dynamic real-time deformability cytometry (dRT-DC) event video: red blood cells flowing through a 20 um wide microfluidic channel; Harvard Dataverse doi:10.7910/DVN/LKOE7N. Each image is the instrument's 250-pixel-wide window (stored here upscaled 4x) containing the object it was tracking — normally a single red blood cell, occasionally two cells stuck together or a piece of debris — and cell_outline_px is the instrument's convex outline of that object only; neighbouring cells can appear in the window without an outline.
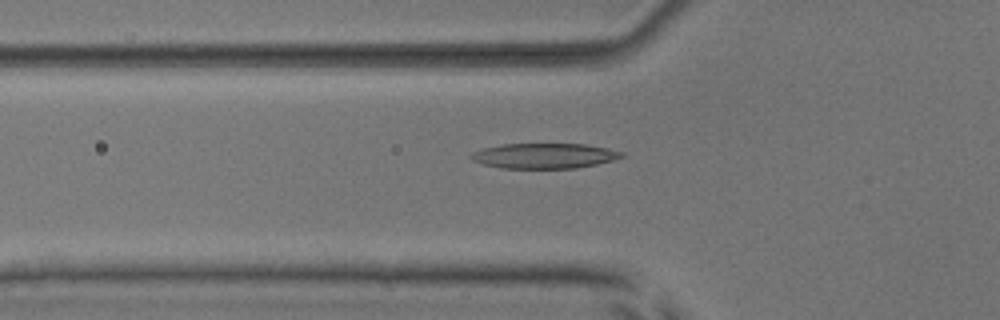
{"species": "common noctule bat (a hibernating species)", "species_latin": "Nyctalus noctula", "temperature_condition": "room temperature", "stored_images_in_passage": 46, "camera_frame_rate_fps": 3000, "um_per_image_px": 0.085, "animal": {"sex": "male", "body_mass_g": 17.9, "forearm_length_mm": 54.2}, "frame": {"image": 1, "passage_image": 12, "time_ms": 3.667, "image_size_px": [1000, 320], "cell_outline_px": [[624, 156], [612, 160], [596, 164], [576, 168], [500, 168], [484, 164], [472, 160], [468, 156], [472, 152], [484, 148], [504, 144], [584, 144], [608, 148], [624, 152]], "centroid_in_image_um": [46.26, 13.24], "position_along_channel_um": 79.5, "area_um2": 22.02}}
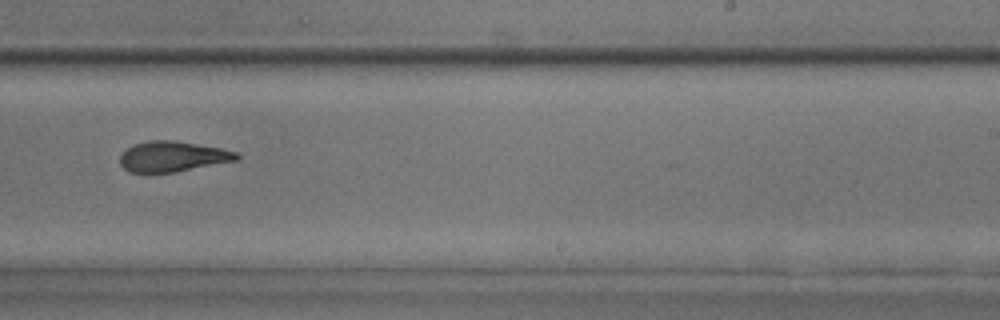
{"frame": {"image": 2, "passage_image": 27, "time_ms": 8.667, "image_size_px": [1000, 320], "cell_outline_px": [[240, 160], [176, 172], [128, 172], [120, 164], [120, 156], [132, 144], [148, 140], [176, 140], [220, 148], [236, 152], [240, 156]], "centroid_in_image_um": [14.69, 13.3], "position_along_channel_um": 274.3, "area_um2": 20.81}}
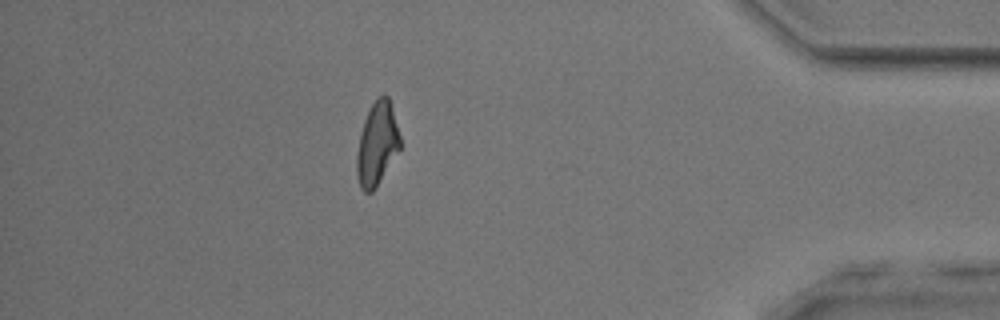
{"frame": {"image": 3, "passage_image": 40, "time_ms": 13.0, "image_size_px": [1000, 320], "cell_outline_px": [[400, 148], [376, 188], [372, 192], [364, 192], [360, 188], [356, 172], [356, 156], [360, 136], [364, 120], [376, 96], [388, 96], [392, 108], [400, 136]], "centroid_in_image_um": [32.04, 12.26], "position_along_channel_um": 403.2, "area_um2": 20.81}, "authors_computed_cell_mechanics": {"area_um2": 21.4438, "velocity_mm_per_s": 3.903, "shape_relaxation_time_tau1_ms": 7.565, "shape_relaxation_time_tau2_ms": 3.2829, "deformation_change_tau1": 0.2463, "deformation_change_tau2": 0.1243}}